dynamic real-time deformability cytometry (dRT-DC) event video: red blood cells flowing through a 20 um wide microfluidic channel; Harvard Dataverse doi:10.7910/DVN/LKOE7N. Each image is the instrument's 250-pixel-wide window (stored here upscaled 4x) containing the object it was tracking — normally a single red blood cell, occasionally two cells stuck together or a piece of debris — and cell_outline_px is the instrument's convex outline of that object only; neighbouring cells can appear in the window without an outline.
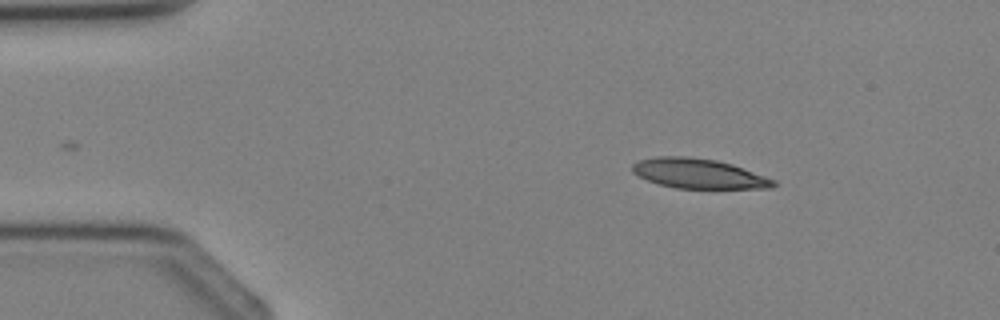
{"species": "Egyptian fruit bat (a non-hibernating species)", "species_latin": "Rousettus aegyptiacus", "temperature_condition": "cold", "stored_images_in_passage": 2, "camera_frame_rate_fps": 3000, "um_per_image_px": 0.085, "animal": {"sex": "female"}, "frame": {"image": 1, "passage_image": 2, "time_ms": 1.333, "image_size_px": [1000, 320], "cell_outline_px": [[776, 184], [772, 188], [676, 188], [660, 184], [648, 180], [632, 172], [632, 164], [636, 160], [656, 156], [684, 156], [716, 160], [732, 164], [776, 180]], "centroid_in_image_um": [59.36, 14.74], "position_along_channel_um": 25.6, "area_um2": 24.39}}